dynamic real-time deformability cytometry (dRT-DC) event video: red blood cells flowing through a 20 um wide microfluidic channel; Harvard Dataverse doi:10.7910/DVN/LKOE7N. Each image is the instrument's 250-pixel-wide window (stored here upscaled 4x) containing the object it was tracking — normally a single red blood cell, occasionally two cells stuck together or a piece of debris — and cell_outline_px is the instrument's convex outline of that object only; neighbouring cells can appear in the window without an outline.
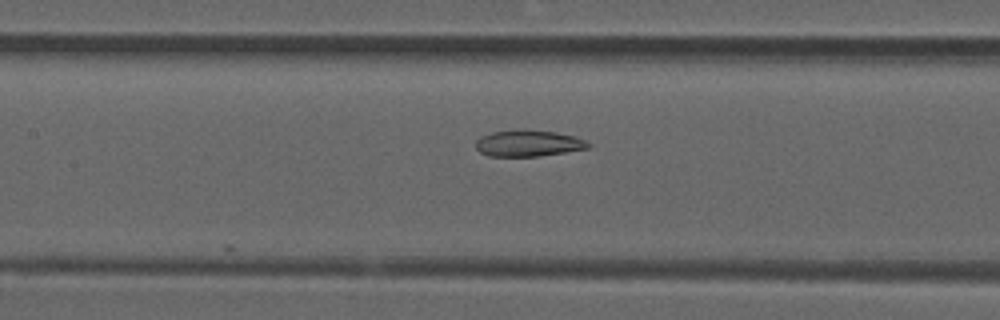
{"species": "common noctule bat (a hibernating species)", "species_latin": "Nyctalus noctula", "temperature_condition": "room temperature", "stored_images_in_passage": 20, "camera_frame_rate_fps": 3000, "um_per_image_px": 0.085, "animal": {"sex": "male", "forearm_length_mm": 52.5}, "frame": {"image": 1, "passage_image": 12, "time_ms": 3.667, "image_size_px": [1000, 320], "cell_outline_px": [[592, 144], [588, 148], [564, 152], [536, 156], [488, 156], [480, 152], [476, 148], [476, 140], [480, 136], [492, 132], [556, 132], [576, 136]], "centroid_in_image_um": [44.91, 12.22], "position_along_channel_um": 162.5, "area_um2": 16.53}}
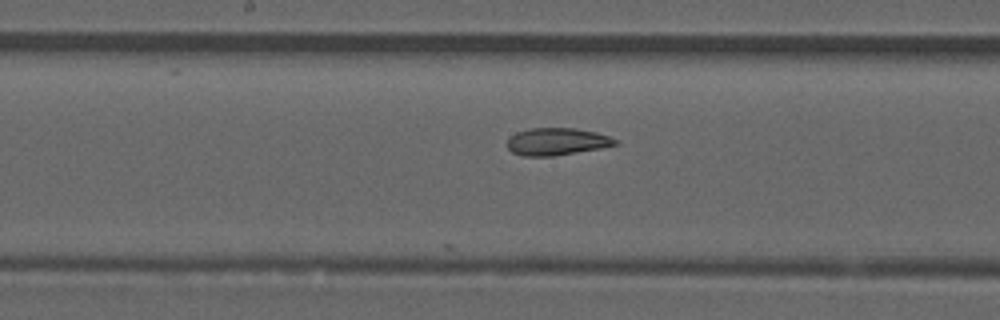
{"frame": {"image": 2, "passage_image": 15, "time_ms": 4.667, "image_size_px": [1000, 320], "cell_outline_px": [[620, 144], [600, 148], [552, 156], [524, 156], [512, 152], [508, 148], [508, 140], [516, 132], [532, 128], [576, 128], [596, 132], [608, 136], [616, 140]], "centroid_in_image_um": [47.34, 12.03], "position_along_channel_um": 200.9, "area_um2": 16.99}}
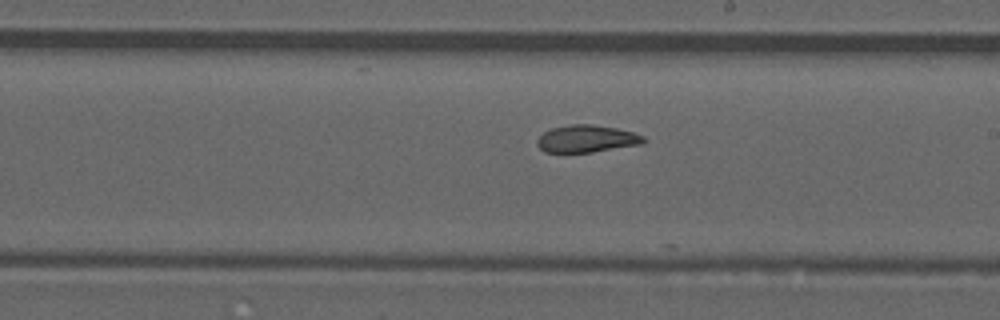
{"frame": {"image": 3, "passage_image": 18, "time_ms": 5.667, "image_size_px": [1000, 320], "cell_outline_px": [[644, 144], [592, 152], [544, 152], [536, 144], [536, 140], [544, 132], [552, 128], [572, 124], [592, 124], [616, 128], [632, 132], [644, 136]], "centroid_in_image_um": [49.86, 11.79], "position_along_channel_um": 239.1, "area_um2": 16.88}}